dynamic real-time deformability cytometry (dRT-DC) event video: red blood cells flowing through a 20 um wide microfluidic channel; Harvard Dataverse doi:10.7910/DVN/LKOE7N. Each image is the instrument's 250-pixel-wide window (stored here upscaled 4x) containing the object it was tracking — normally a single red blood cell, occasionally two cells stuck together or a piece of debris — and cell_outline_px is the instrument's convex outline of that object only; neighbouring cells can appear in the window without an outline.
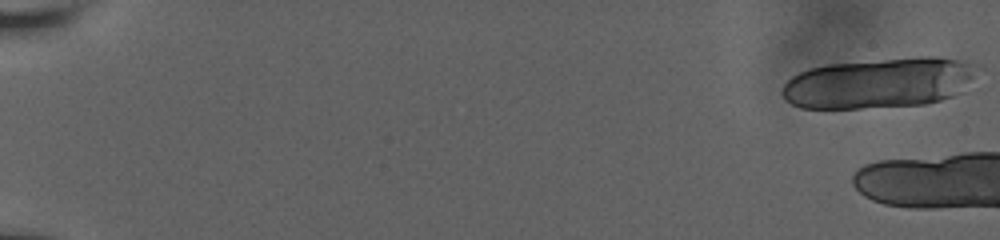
{"species": "human", "species_latin": "Homo sapiens", "temperature_condition": "room temperature", "stored_images_in_passage": 5, "camera_frame_rate_fps": 3000, "um_per_image_px": 0.085, "donor": {"sex": "male"}, "frame": {"image": 1, "passage_image": 1, "time_ms": 0.0, "image_size_px": [1000, 240], "cell_outline_px": [[976, 72], [952, 96], [940, 100], [924, 104], [860, 108], [800, 108], [784, 100], [780, 92], [784, 84], [792, 76], [800, 72], [812, 68], [828, 64], [924, 56], [936, 56], [956, 60], [968, 64], [976, 68]], "centroid_in_image_um": [74.59, 7.06], "position_along_channel_um": 10.4, "area_um2": 56.3}}